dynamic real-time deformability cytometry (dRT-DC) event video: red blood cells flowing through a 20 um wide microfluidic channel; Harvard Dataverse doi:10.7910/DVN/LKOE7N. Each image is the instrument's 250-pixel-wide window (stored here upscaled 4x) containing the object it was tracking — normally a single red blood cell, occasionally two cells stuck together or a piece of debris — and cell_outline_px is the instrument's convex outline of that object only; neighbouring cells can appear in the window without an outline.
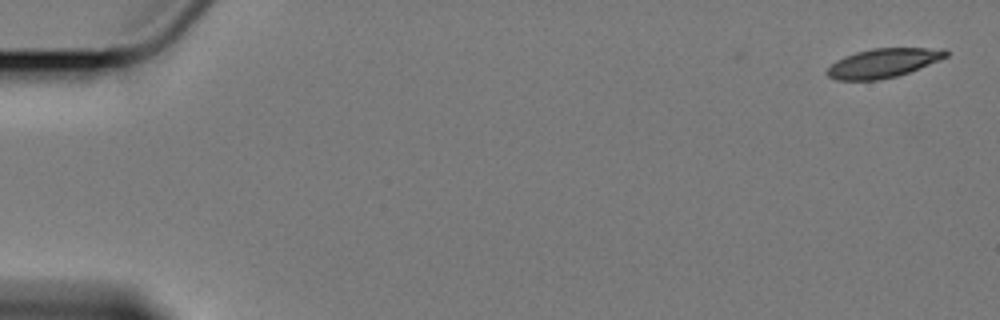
{"species": "Egyptian fruit bat (a non-hibernating species)", "species_latin": "Rousettus aegyptiacus", "temperature_condition": "cold", "stored_images_in_passage": 7, "camera_frame_rate_fps": 3000, "um_per_image_px": 0.085, "animal": {"sex": "female"}, "frame": {"image": 1, "passage_image": 1, "time_ms": 0.0, "image_size_px": [1000, 320], "cell_outline_px": [[948, 56], [940, 60], [908, 72], [896, 76], [876, 80], [836, 80], [828, 76], [828, 68], [836, 60], [844, 56], [856, 52], [872, 48], [948, 48]], "centroid_in_image_um": [75.1, 5.34], "position_along_channel_um": 9.9, "area_um2": 20.06}}
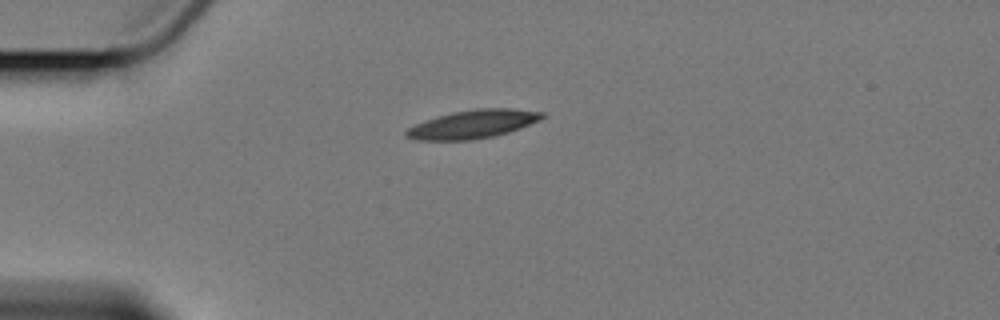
{"frame": {"image": 2, "passage_image": 5, "time_ms": 4.667, "image_size_px": [1000, 320], "cell_outline_px": [[548, 116], [540, 120], [520, 128], [496, 136], [472, 140], [412, 140], [404, 136], [404, 132], [408, 128], [424, 120], [436, 116], [452, 112], [476, 108], [512, 108], [544, 112]], "centroid_in_image_um": [40.2, 10.55], "position_along_channel_um": 44.8, "area_um2": 22.83}}
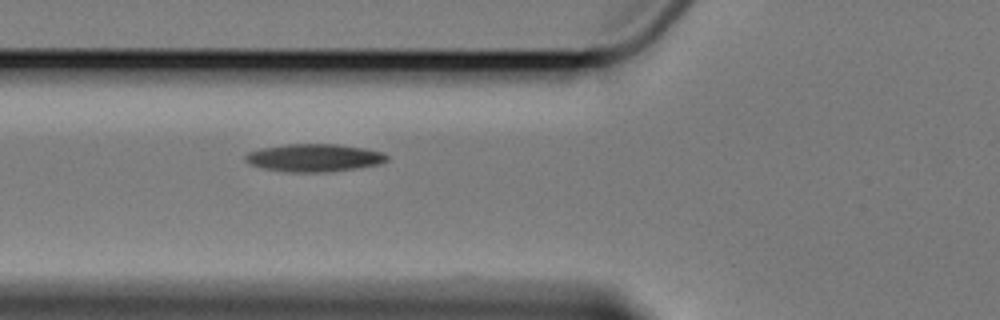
{"frame": {"image": 3, "passage_image": 7, "time_ms": 7.0, "image_size_px": [1000, 320], "cell_outline_px": [[388, 160], [380, 164], [356, 168], [328, 172], [288, 172], [264, 168], [252, 164], [244, 160], [244, 156], [248, 152], [260, 148], [284, 144], [336, 144], [364, 148], [384, 152], [388, 156]], "centroid_in_image_um": [26.71, 13.4], "position_along_channel_um": 99.1, "area_um2": 22.95}}